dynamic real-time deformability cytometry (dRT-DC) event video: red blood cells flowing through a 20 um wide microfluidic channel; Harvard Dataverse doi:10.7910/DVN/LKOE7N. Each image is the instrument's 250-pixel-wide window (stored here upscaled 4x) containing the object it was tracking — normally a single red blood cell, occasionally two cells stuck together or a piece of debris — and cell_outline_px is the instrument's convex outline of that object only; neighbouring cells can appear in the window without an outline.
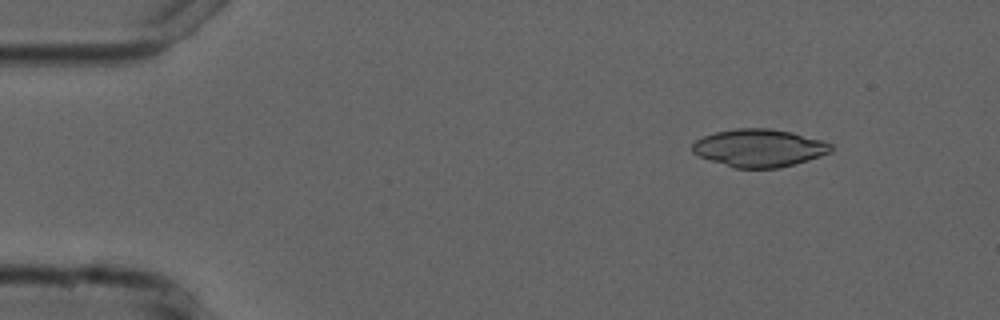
{"species": "common noctule bat (a hibernating species)", "species_latin": "Nyctalus noctula", "temperature_condition": "cold", "stored_images_in_passage": 6, "camera_frame_rate_fps": 3000, "um_per_image_px": 0.085, "animal": {"sex": "male", "forearm_length_mm": 52.5}, "frame": {"image": 1, "passage_image": 2, "time_ms": 1.333, "image_size_px": [1000, 320], "cell_outline_px": [[832, 152], [808, 160], [780, 168], [736, 168], [700, 156], [692, 152], [692, 144], [696, 140], [704, 136], [716, 132], [736, 128], [772, 128], [792, 132], [820, 140], [832, 144]], "centroid_in_image_um": [64.55, 12.57], "position_along_channel_um": 20.5, "area_um2": 30.29}}